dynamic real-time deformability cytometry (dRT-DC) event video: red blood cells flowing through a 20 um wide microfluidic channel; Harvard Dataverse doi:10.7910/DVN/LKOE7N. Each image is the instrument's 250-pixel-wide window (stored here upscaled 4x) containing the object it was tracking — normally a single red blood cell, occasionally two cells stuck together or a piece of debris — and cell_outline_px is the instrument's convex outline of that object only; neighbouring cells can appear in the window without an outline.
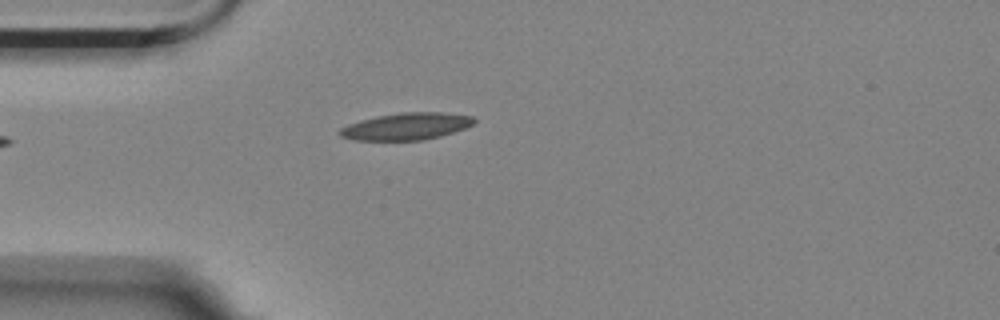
{"species": "Egyptian fruit bat (a non-hibernating species)", "species_latin": "Rousettus aegyptiacus", "temperature_condition": "room temperature", "stored_images_in_passage": 5, "camera_frame_rate_fps": 3000, "um_per_image_px": 0.085, "animal": {"sex": "female"}, "frame": {"image": 1, "passage_image": 5, "time_ms": 1.333, "image_size_px": [1000, 320], "cell_outline_px": [[476, 120], [472, 124], [464, 128], [440, 136], [424, 140], [352, 140], [340, 136], [336, 132], [340, 128], [348, 124], [360, 120], [376, 116], [400, 112], [444, 112], [472, 116]], "centroid_in_image_um": [34.49, 10.74], "position_along_channel_um": 50.5, "area_um2": 21.21}}